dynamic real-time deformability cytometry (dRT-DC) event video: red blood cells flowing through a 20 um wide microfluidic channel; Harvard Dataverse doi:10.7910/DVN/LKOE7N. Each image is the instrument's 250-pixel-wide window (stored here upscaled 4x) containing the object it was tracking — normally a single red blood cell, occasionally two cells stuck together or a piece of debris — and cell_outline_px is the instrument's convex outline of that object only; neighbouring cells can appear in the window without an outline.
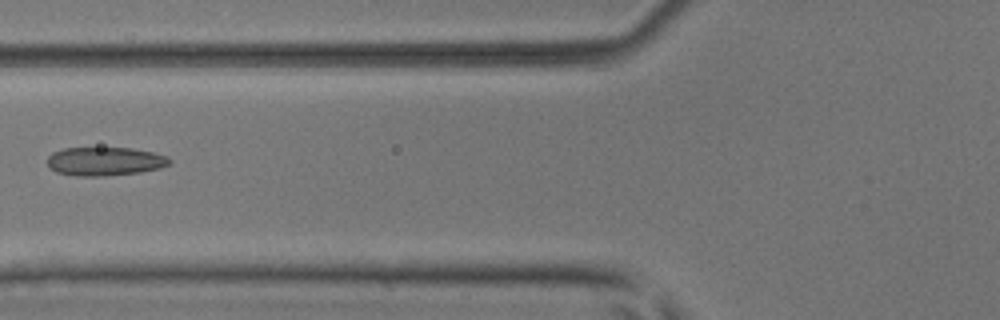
{"species": "common noctule bat (a hibernating species)", "species_latin": "Nyctalus noctula", "temperature_condition": "room temperature", "stored_images_in_passage": 4, "camera_frame_rate_fps": 3000, "um_per_image_px": 0.085, "animal": {"sex": "male", "body_mass_g": 17.9, "forearm_length_mm": 54.2}, "frame": {"image": 1, "passage_image": 4, "time_ms": 1.0, "image_size_px": [1000, 320], "cell_outline_px": [[172, 160], [168, 164], [160, 168], [140, 172], [104, 176], [76, 176], [56, 172], [48, 164], [48, 156], [52, 152], [64, 148], [132, 148], [152, 152], [168, 156]], "centroid_in_image_um": [8.92, 13.71], "position_along_channel_um": 116.9, "area_um2": 20.35}}